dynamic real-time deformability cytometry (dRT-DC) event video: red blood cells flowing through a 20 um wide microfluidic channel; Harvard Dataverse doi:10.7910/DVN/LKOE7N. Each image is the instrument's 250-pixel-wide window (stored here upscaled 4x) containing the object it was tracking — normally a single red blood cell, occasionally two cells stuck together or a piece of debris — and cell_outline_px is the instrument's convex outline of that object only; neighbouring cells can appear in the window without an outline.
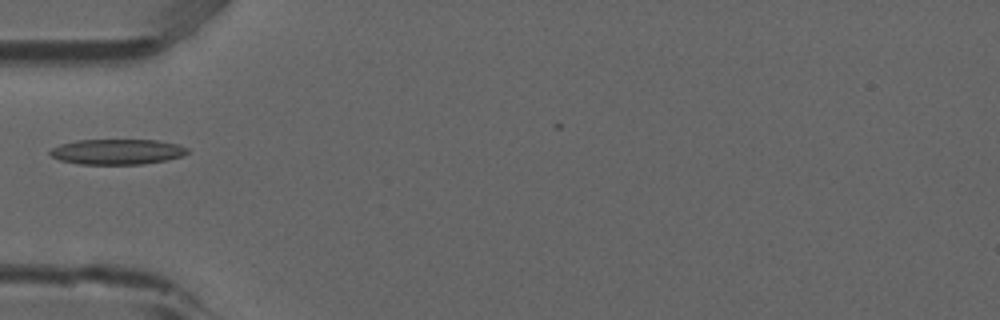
{"species": "common noctule bat (a hibernating species)", "species_latin": "Nyctalus noctula", "temperature_condition": "room temperature", "stored_images_in_passage": 7, "camera_frame_rate_fps": 3000, "um_per_image_px": 0.085, "animal": {"sex": "male", "forearm_length_mm": 52.5}, "frame": {"image": 1, "passage_image": 5, "time_ms": 1.333, "image_size_px": [1000, 320], "cell_outline_px": [[188, 152], [180, 156], [164, 160], [140, 164], [80, 164], [60, 160], [52, 156], [48, 152], [52, 148], [60, 144], [76, 140], [156, 140], [180, 144], [188, 148]], "centroid_in_image_um": [9.94, 12.89], "position_along_channel_um": 75.1, "area_um2": 20.17}}
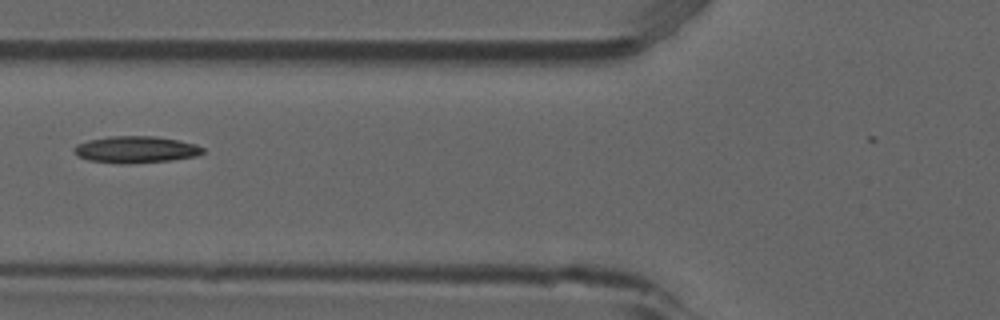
{"frame": {"image": 2, "passage_image": 6, "time_ms": 1.667, "image_size_px": [1000, 320], "cell_outline_px": [[204, 152], [196, 156], [172, 160], [88, 160], [76, 156], [72, 152], [72, 148], [76, 144], [88, 140], [108, 136], [156, 136], [196, 144], [204, 148]], "centroid_in_image_um": [11.53, 12.64], "position_along_channel_um": 114.3, "area_um2": 19.02}}